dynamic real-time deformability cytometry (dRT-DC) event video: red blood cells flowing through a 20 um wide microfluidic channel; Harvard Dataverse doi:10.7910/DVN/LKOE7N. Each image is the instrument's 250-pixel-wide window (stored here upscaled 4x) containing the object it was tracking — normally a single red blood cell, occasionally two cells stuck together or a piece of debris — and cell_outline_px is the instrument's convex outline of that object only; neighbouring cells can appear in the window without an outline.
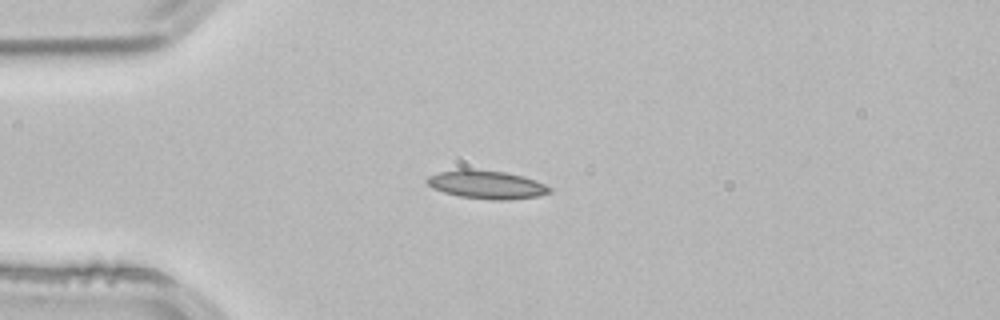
{"species": "common noctule bat (a hibernating species)", "species_latin": "Nyctalus noctula", "temperature_condition": "room temperature", "stored_images_in_passage": 2, "camera_frame_rate_fps": 3000, "um_per_image_px": 0.085, "animal": {"sex": "male", "body_mass_g": 21.5, "forearm_length_mm": 52.0}, "frame": {"image": 1, "passage_image": 2, "time_ms": 0.333, "image_size_px": [1000, 320], "cell_outline_px": [[552, 192], [536, 196], [504, 200], [492, 200], [460, 196], [444, 192], [432, 188], [424, 180], [428, 176], [440, 172], [456, 168], [468, 168], [504, 172], [524, 176], [536, 180], [552, 188]], "centroid_in_image_um": [41.34, 15.67], "position_along_channel_um": 43.7, "area_um2": 20.35}}